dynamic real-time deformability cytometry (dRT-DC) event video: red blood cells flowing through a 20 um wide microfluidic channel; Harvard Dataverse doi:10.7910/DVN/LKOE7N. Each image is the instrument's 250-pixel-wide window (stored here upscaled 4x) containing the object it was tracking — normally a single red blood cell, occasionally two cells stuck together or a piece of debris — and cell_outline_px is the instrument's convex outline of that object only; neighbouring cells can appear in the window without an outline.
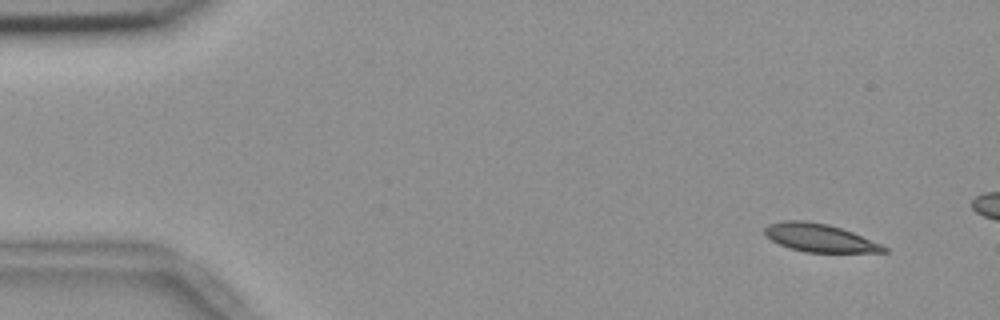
{"species": "common noctule bat (a hibernating species)", "species_latin": "Nyctalus noctula", "temperature_condition": "room temperature", "stored_images_in_passage": 11, "camera_frame_rate_fps": 3000, "um_per_image_px": 0.085, "animal": {"sex": "female", "body_mass_g": 18.4}, "frame": {"image": 1, "passage_image": 1, "time_ms": 0.0, "image_size_px": [1000, 320], "cell_outline_px": [[888, 252], [804, 252], [788, 248], [772, 240], [764, 232], [764, 228], [768, 224], [784, 220], [804, 220], [828, 224], [852, 232], [880, 244], [888, 248]], "centroid_in_image_um": [69.63, 20.21], "position_along_channel_um": 15.4, "area_um2": 19.31}}